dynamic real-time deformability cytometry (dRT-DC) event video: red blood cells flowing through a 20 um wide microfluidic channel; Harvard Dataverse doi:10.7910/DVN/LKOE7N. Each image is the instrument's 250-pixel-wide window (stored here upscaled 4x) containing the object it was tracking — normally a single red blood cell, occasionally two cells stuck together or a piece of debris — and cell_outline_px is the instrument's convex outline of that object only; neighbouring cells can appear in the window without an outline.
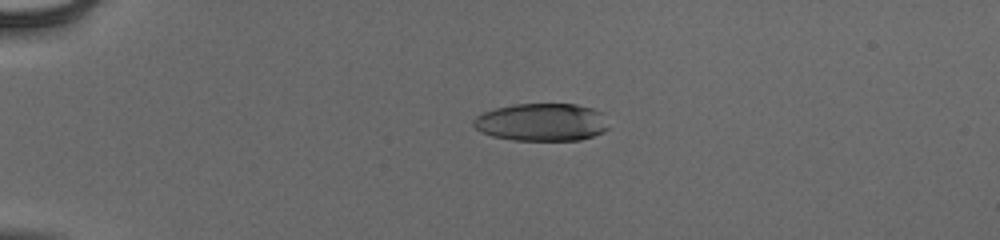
{"species": "human", "species_latin": "Homo sapiens", "temperature_condition": "cold", "stored_images_in_passage": 55, "camera_frame_rate_fps": 3000, "um_per_image_px": 0.085, "donor": {"sex": "male"}, "frame": {"image": 1, "passage_image": 15, "time_ms": 4.667, "image_size_px": [1000, 240], "cell_outline_px": [[608, 128], [604, 132], [580, 140], [512, 140], [492, 136], [480, 132], [472, 124], [472, 120], [476, 116], [484, 112], [496, 108], [512, 104], [576, 104], [592, 108], [600, 112]], "centroid_in_image_um": [46.0, 10.39], "position_along_channel_um": 39.0, "area_um2": 29.65}}
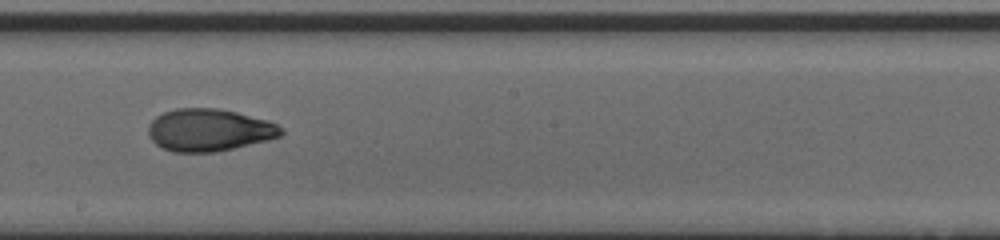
{"frame": {"image": 2, "passage_image": 34, "time_ms": 11.0, "image_size_px": [1000, 240], "cell_outline_px": [[284, 132], [280, 136], [268, 140], [216, 152], [172, 152], [156, 144], [148, 136], [148, 124], [156, 116], [164, 112], [176, 108], [216, 108], [236, 112], [268, 120], [276, 124]], "centroid_in_image_um": [17.75, 11.05], "position_along_channel_um": 230.5, "area_um2": 32.77}}
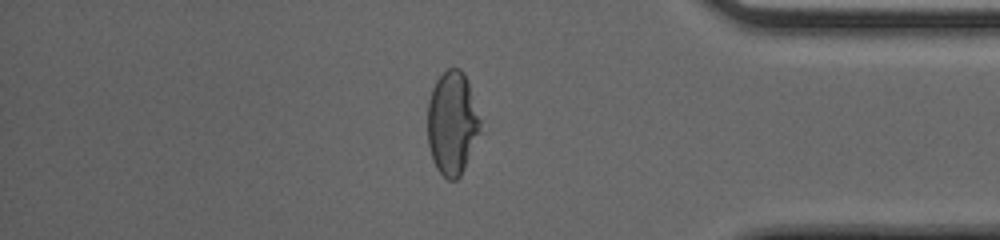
{"frame": {"image": 3, "passage_image": 48, "time_ms": 15.667, "image_size_px": [1000, 240], "cell_outline_px": [[480, 132], [464, 168], [460, 176], [456, 180], [448, 180], [436, 168], [432, 160], [428, 144], [428, 100], [432, 88], [436, 80], [448, 68], [460, 68], [464, 72], [468, 80], [480, 120]], "centroid_in_image_um": [38.43, 10.45], "position_along_channel_um": 396.8, "area_um2": 31.73}, "authors_computed_cell_mechanics": {"area_um2": 31.8478, "velocity_mm_per_s": 3.9639, "shape_relaxation_time_tau1_ms": 7.5432, "shape_relaxation_time_tau2_ms": 1.5793, "deformation_change_tau1": 0.2577, "deformation_change_tau2": 0.056}}